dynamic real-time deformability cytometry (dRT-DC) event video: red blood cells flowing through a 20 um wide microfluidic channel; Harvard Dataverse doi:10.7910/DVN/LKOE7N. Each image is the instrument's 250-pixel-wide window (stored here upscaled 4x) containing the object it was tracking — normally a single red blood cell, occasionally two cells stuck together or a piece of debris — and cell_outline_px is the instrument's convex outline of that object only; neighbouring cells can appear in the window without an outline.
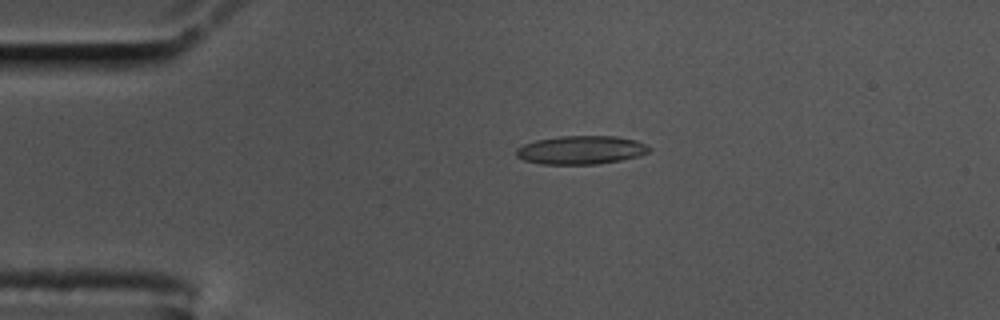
{"species": "common noctule bat (a hibernating species)", "species_latin": "Nyctalus noctula", "temperature_condition": "cold", "stored_images_in_passage": 46, "camera_frame_rate_fps": 3000, "um_per_image_px": 0.085, "animal": {"sex": "male", "body_mass_g": 17.5, "forearm_length_mm": 52.3}, "frame": {"image": 1, "passage_image": 1, "time_ms": 0.0, "image_size_px": [1000, 320], "cell_outline_px": [[652, 148], [648, 152], [640, 156], [620, 160], [596, 164], [540, 164], [524, 160], [516, 156], [516, 148], [524, 144], [536, 140], [560, 136], [616, 136], [636, 140]], "centroid_in_image_um": [49.38, 12.75], "position_along_channel_um": 35.6, "area_um2": 22.08}}
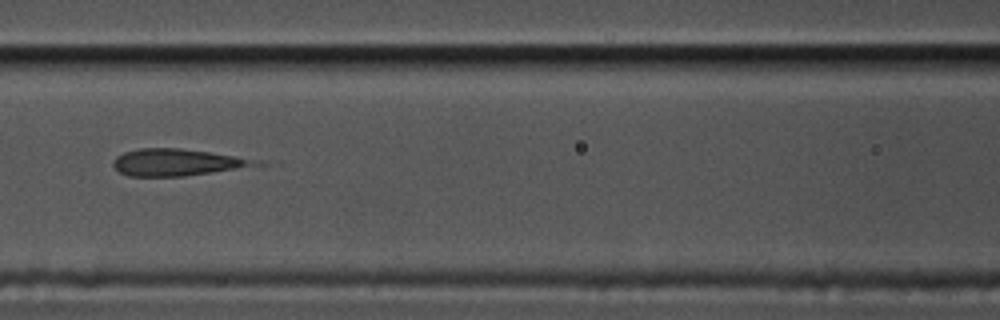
{"frame": {"image": 2, "passage_image": 14, "time_ms": 4.333, "image_size_px": [1000, 320], "cell_outline_px": [[264, 168], [184, 176], [128, 176], [120, 172], [112, 164], [112, 160], [116, 156], [124, 152], [140, 148], [180, 148], [208, 152], [260, 160], [264, 164]], "centroid_in_image_um": [15.25, 13.82], "position_along_channel_um": 151.4, "area_um2": 23.18}}
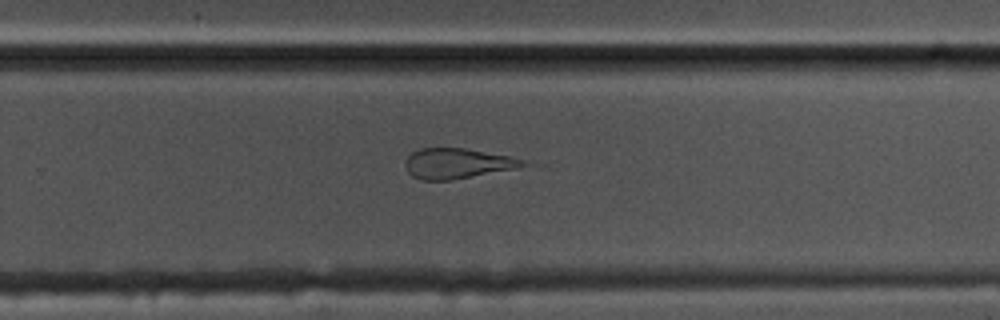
{"frame": {"image": 3, "passage_image": 26, "time_ms": 8.333, "image_size_px": [1000, 320], "cell_outline_px": [[552, 168], [452, 180], [420, 180], [412, 176], [408, 172], [404, 164], [404, 160], [412, 152], [420, 148], [464, 148], [512, 156], [544, 164]], "centroid_in_image_um": [39.42, 13.94], "position_along_channel_um": 290.4, "area_um2": 23.47}, "authors_computed_cell_mechanics": {"area_um2": 23.5246, "velocity_mm_per_s": 3.5002, "shape_relaxation_time_tau1_ms": null, "shape_relaxation_time_tau2_ms": 1.1109, "deformation_change_tau1": null, "deformation_change_tau2": 0.1}}